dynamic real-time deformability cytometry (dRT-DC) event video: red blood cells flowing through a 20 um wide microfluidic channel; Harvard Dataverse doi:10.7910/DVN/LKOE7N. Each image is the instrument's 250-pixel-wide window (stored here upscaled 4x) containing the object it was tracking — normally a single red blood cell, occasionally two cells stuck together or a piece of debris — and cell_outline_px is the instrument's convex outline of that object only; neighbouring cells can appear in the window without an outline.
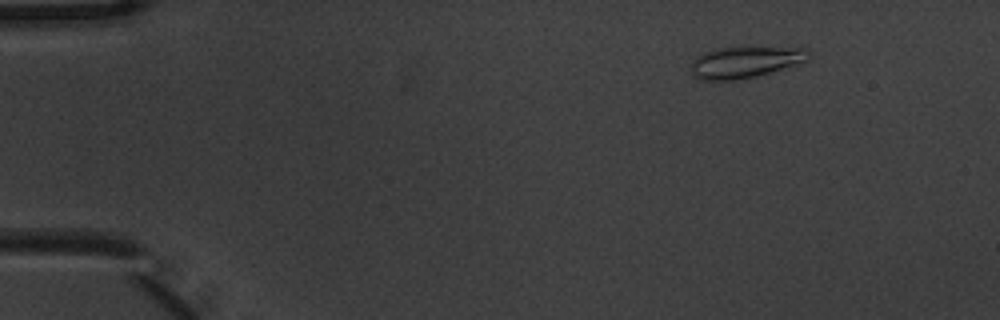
{"species": "common noctule bat (a hibernating species)", "species_latin": "Nyctalus noctula", "temperature_condition": "warm", "stored_images_in_passage": 4, "camera_frame_rate_fps": 3000, "um_per_image_px": 0.085, "animal": {"sex": "male", "body_mass_g": 20.1, "forearm_length_mm": 53.5}, "frame": {"image": 1, "passage_image": 1, "time_ms": 0.0, "image_size_px": [1000, 320], "cell_outline_px": [[812, 56], [808, 60], [800, 64], [756, 76], [736, 80], [700, 80], [692, 76], [692, 60], [696, 56], [712, 48], [808, 48], [812, 52]], "centroid_in_image_um": [63.36, 5.29], "position_along_channel_um": 21.6, "area_um2": 21.68}}
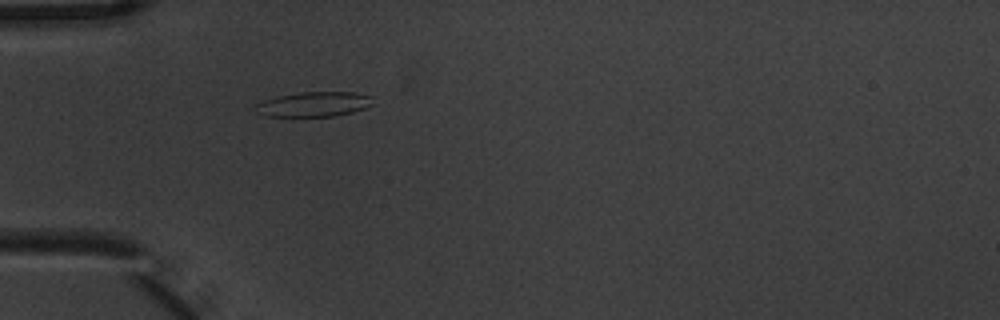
{"frame": {"image": 2, "passage_image": 4, "time_ms": 1.0, "image_size_px": [1000, 320], "cell_outline_px": [[372, 104], [364, 108], [352, 112], [336, 116], [264, 116], [256, 112], [252, 108], [256, 104], [264, 100], [276, 96], [300, 92], [352, 92], [372, 96]], "centroid_in_image_um": [26.63, 8.86], "position_along_channel_um": 58.4, "area_um2": 17.05}}